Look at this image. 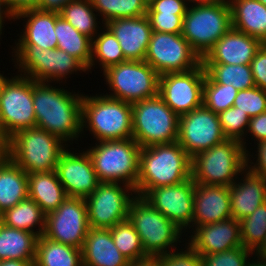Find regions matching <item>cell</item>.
Masks as SVG:
<instances>
[{
    "label": "cell",
    "instance_id": "1",
    "mask_svg": "<svg viewBox=\"0 0 266 266\" xmlns=\"http://www.w3.org/2000/svg\"><path fill=\"white\" fill-rule=\"evenodd\" d=\"M50 82L33 80V105L36 127L59 137L65 143L77 140L82 134V96Z\"/></svg>",
    "mask_w": 266,
    "mask_h": 266
},
{
    "label": "cell",
    "instance_id": "2",
    "mask_svg": "<svg viewBox=\"0 0 266 266\" xmlns=\"http://www.w3.org/2000/svg\"><path fill=\"white\" fill-rule=\"evenodd\" d=\"M191 177V157L178 142L141 147L136 196L150 189L175 185Z\"/></svg>",
    "mask_w": 266,
    "mask_h": 266
},
{
    "label": "cell",
    "instance_id": "3",
    "mask_svg": "<svg viewBox=\"0 0 266 266\" xmlns=\"http://www.w3.org/2000/svg\"><path fill=\"white\" fill-rule=\"evenodd\" d=\"M82 133L88 128L99 141L132 138V104L105 94L82 96Z\"/></svg>",
    "mask_w": 266,
    "mask_h": 266
},
{
    "label": "cell",
    "instance_id": "4",
    "mask_svg": "<svg viewBox=\"0 0 266 266\" xmlns=\"http://www.w3.org/2000/svg\"><path fill=\"white\" fill-rule=\"evenodd\" d=\"M245 169L246 152L235 139H226L191 158V178L199 184L231 186Z\"/></svg>",
    "mask_w": 266,
    "mask_h": 266
},
{
    "label": "cell",
    "instance_id": "5",
    "mask_svg": "<svg viewBox=\"0 0 266 266\" xmlns=\"http://www.w3.org/2000/svg\"><path fill=\"white\" fill-rule=\"evenodd\" d=\"M66 147L68 145L59 137L32 127L10 137L9 158L27 174L56 171L59 157Z\"/></svg>",
    "mask_w": 266,
    "mask_h": 266
},
{
    "label": "cell",
    "instance_id": "6",
    "mask_svg": "<svg viewBox=\"0 0 266 266\" xmlns=\"http://www.w3.org/2000/svg\"><path fill=\"white\" fill-rule=\"evenodd\" d=\"M140 145L133 139L99 141L89 147L100 182L123 183L135 189L139 174Z\"/></svg>",
    "mask_w": 266,
    "mask_h": 266
},
{
    "label": "cell",
    "instance_id": "7",
    "mask_svg": "<svg viewBox=\"0 0 266 266\" xmlns=\"http://www.w3.org/2000/svg\"><path fill=\"white\" fill-rule=\"evenodd\" d=\"M179 116L157 95L132 104V138L140 147L178 141Z\"/></svg>",
    "mask_w": 266,
    "mask_h": 266
},
{
    "label": "cell",
    "instance_id": "8",
    "mask_svg": "<svg viewBox=\"0 0 266 266\" xmlns=\"http://www.w3.org/2000/svg\"><path fill=\"white\" fill-rule=\"evenodd\" d=\"M128 221L138 233L144 251L149 256L171 252L172 248L177 249L178 242L181 243L179 239H182L184 231L142 197L136 196L131 201L128 208Z\"/></svg>",
    "mask_w": 266,
    "mask_h": 266
},
{
    "label": "cell",
    "instance_id": "9",
    "mask_svg": "<svg viewBox=\"0 0 266 266\" xmlns=\"http://www.w3.org/2000/svg\"><path fill=\"white\" fill-rule=\"evenodd\" d=\"M231 27L229 2L190 4L183 19L181 34L202 59Z\"/></svg>",
    "mask_w": 266,
    "mask_h": 266
},
{
    "label": "cell",
    "instance_id": "10",
    "mask_svg": "<svg viewBox=\"0 0 266 266\" xmlns=\"http://www.w3.org/2000/svg\"><path fill=\"white\" fill-rule=\"evenodd\" d=\"M15 47V48H14ZM14 50V66L20 75L40 82H57L67 79L69 74L88 69L75 57L60 49H42L37 45H16ZM23 73V74H22ZM53 81V82H52Z\"/></svg>",
    "mask_w": 266,
    "mask_h": 266
},
{
    "label": "cell",
    "instance_id": "11",
    "mask_svg": "<svg viewBox=\"0 0 266 266\" xmlns=\"http://www.w3.org/2000/svg\"><path fill=\"white\" fill-rule=\"evenodd\" d=\"M111 93L106 96L133 104L158 95L159 74L145 61L126 60L103 71Z\"/></svg>",
    "mask_w": 266,
    "mask_h": 266
},
{
    "label": "cell",
    "instance_id": "12",
    "mask_svg": "<svg viewBox=\"0 0 266 266\" xmlns=\"http://www.w3.org/2000/svg\"><path fill=\"white\" fill-rule=\"evenodd\" d=\"M0 124L9 137L36 127L32 79L19 74L7 79L0 96Z\"/></svg>",
    "mask_w": 266,
    "mask_h": 266
},
{
    "label": "cell",
    "instance_id": "13",
    "mask_svg": "<svg viewBox=\"0 0 266 266\" xmlns=\"http://www.w3.org/2000/svg\"><path fill=\"white\" fill-rule=\"evenodd\" d=\"M135 197V190L129 185L101 182L85 198L89 227L110 229L126 221L129 205Z\"/></svg>",
    "mask_w": 266,
    "mask_h": 266
},
{
    "label": "cell",
    "instance_id": "14",
    "mask_svg": "<svg viewBox=\"0 0 266 266\" xmlns=\"http://www.w3.org/2000/svg\"><path fill=\"white\" fill-rule=\"evenodd\" d=\"M144 61L159 75L193 70L202 63L181 33L155 31L152 32Z\"/></svg>",
    "mask_w": 266,
    "mask_h": 266
},
{
    "label": "cell",
    "instance_id": "15",
    "mask_svg": "<svg viewBox=\"0 0 266 266\" xmlns=\"http://www.w3.org/2000/svg\"><path fill=\"white\" fill-rule=\"evenodd\" d=\"M205 75L202 63L193 70L162 74L158 95L178 116L191 112L203 105Z\"/></svg>",
    "mask_w": 266,
    "mask_h": 266
},
{
    "label": "cell",
    "instance_id": "16",
    "mask_svg": "<svg viewBox=\"0 0 266 266\" xmlns=\"http://www.w3.org/2000/svg\"><path fill=\"white\" fill-rule=\"evenodd\" d=\"M89 228L85 199L67 197L55 211L46 215L44 236L82 249Z\"/></svg>",
    "mask_w": 266,
    "mask_h": 266
},
{
    "label": "cell",
    "instance_id": "17",
    "mask_svg": "<svg viewBox=\"0 0 266 266\" xmlns=\"http://www.w3.org/2000/svg\"><path fill=\"white\" fill-rule=\"evenodd\" d=\"M226 139L218 114L204 105L179 116L177 142L191 158Z\"/></svg>",
    "mask_w": 266,
    "mask_h": 266
},
{
    "label": "cell",
    "instance_id": "18",
    "mask_svg": "<svg viewBox=\"0 0 266 266\" xmlns=\"http://www.w3.org/2000/svg\"><path fill=\"white\" fill-rule=\"evenodd\" d=\"M194 189L195 182L190 177L175 185L150 189L142 198L185 231L193 222Z\"/></svg>",
    "mask_w": 266,
    "mask_h": 266
},
{
    "label": "cell",
    "instance_id": "19",
    "mask_svg": "<svg viewBox=\"0 0 266 266\" xmlns=\"http://www.w3.org/2000/svg\"><path fill=\"white\" fill-rule=\"evenodd\" d=\"M66 148L59 157L56 173L68 197L87 198L101 183L87 150L80 153Z\"/></svg>",
    "mask_w": 266,
    "mask_h": 266
},
{
    "label": "cell",
    "instance_id": "20",
    "mask_svg": "<svg viewBox=\"0 0 266 266\" xmlns=\"http://www.w3.org/2000/svg\"><path fill=\"white\" fill-rule=\"evenodd\" d=\"M189 244L201 256L224 252L242 245L239 221L230 218L224 221L192 228ZM190 240V241H189Z\"/></svg>",
    "mask_w": 266,
    "mask_h": 266
},
{
    "label": "cell",
    "instance_id": "21",
    "mask_svg": "<svg viewBox=\"0 0 266 266\" xmlns=\"http://www.w3.org/2000/svg\"><path fill=\"white\" fill-rule=\"evenodd\" d=\"M263 43L231 27L202 58V64H250Z\"/></svg>",
    "mask_w": 266,
    "mask_h": 266
},
{
    "label": "cell",
    "instance_id": "22",
    "mask_svg": "<svg viewBox=\"0 0 266 266\" xmlns=\"http://www.w3.org/2000/svg\"><path fill=\"white\" fill-rule=\"evenodd\" d=\"M232 218L229 186L195 183L193 222L189 228Z\"/></svg>",
    "mask_w": 266,
    "mask_h": 266
},
{
    "label": "cell",
    "instance_id": "23",
    "mask_svg": "<svg viewBox=\"0 0 266 266\" xmlns=\"http://www.w3.org/2000/svg\"><path fill=\"white\" fill-rule=\"evenodd\" d=\"M104 25L118 40L127 60H145L153 32L147 15L109 20Z\"/></svg>",
    "mask_w": 266,
    "mask_h": 266
},
{
    "label": "cell",
    "instance_id": "24",
    "mask_svg": "<svg viewBox=\"0 0 266 266\" xmlns=\"http://www.w3.org/2000/svg\"><path fill=\"white\" fill-rule=\"evenodd\" d=\"M244 173L243 179H238L229 186L231 216L237 221L252 214L266 202V180L247 169Z\"/></svg>",
    "mask_w": 266,
    "mask_h": 266
},
{
    "label": "cell",
    "instance_id": "25",
    "mask_svg": "<svg viewBox=\"0 0 266 266\" xmlns=\"http://www.w3.org/2000/svg\"><path fill=\"white\" fill-rule=\"evenodd\" d=\"M60 16L58 12L40 11L29 9L15 15V19L25 18L23 32L15 45H37L42 49L57 48L55 35L56 19ZM23 33V34H22Z\"/></svg>",
    "mask_w": 266,
    "mask_h": 266
},
{
    "label": "cell",
    "instance_id": "26",
    "mask_svg": "<svg viewBox=\"0 0 266 266\" xmlns=\"http://www.w3.org/2000/svg\"><path fill=\"white\" fill-rule=\"evenodd\" d=\"M128 262L115 246L110 229H88L82 247L83 266H127Z\"/></svg>",
    "mask_w": 266,
    "mask_h": 266
},
{
    "label": "cell",
    "instance_id": "27",
    "mask_svg": "<svg viewBox=\"0 0 266 266\" xmlns=\"http://www.w3.org/2000/svg\"><path fill=\"white\" fill-rule=\"evenodd\" d=\"M67 197L56 171L28 174V198L34 200L45 215L55 211Z\"/></svg>",
    "mask_w": 266,
    "mask_h": 266
},
{
    "label": "cell",
    "instance_id": "28",
    "mask_svg": "<svg viewBox=\"0 0 266 266\" xmlns=\"http://www.w3.org/2000/svg\"><path fill=\"white\" fill-rule=\"evenodd\" d=\"M232 27L266 44V6L258 0H228Z\"/></svg>",
    "mask_w": 266,
    "mask_h": 266
},
{
    "label": "cell",
    "instance_id": "29",
    "mask_svg": "<svg viewBox=\"0 0 266 266\" xmlns=\"http://www.w3.org/2000/svg\"><path fill=\"white\" fill-rule=\"evenodd\" d=\"M28 198V174L10 158L0 163V214Z\"/></svg>",
    "mask_w": 266,
    "mask_h": 266
},
{
    "label": "cell",
    "instance_id": "30",
    "mask_svg": "<svg viewBox=\"0 0 266 266\" xmlns=\"http://www.w3.org/2000/svg\"><path fill=\"white\" fill-rule=\"evenodd\" d=\"M38 236L26 230L11 228L0 222V260H32Z\"/></svg>",
    "mask_w": 266,
    "mask_h": 266
},
{
    "label": "cell",
    "instance_id": "31",
    "mask_svg": "<svg viewBox=\"0 0 266 266\" xmlns=\"http://www.w3.org/2000/svg\"><path fill=\"white\" fill-rule=\"evenodd\" d=\"M46 215L41 207L32 199L27 198L20 201L14 207L0 214V222L4 225L26 230L36 234L38 237L44 235ZM38 226V231L34 228Z\"/></svg>",
    "mask_w": 266,
    "mask_h": 266
},
{
    "label": "cell",
    "instance_id": "32",
    "mask_svg": "<svg viewBox=\"0 0 266 266\" xmlns=\"http://www.w3.org/2000/svg\"><path fill=\"white\" fill-rule=\"evenodd\" d=\"M34 266H83L82 249L42 235L37 240Z\"/></svg>",
    "mask_w": 266,
    "mask_h": 266
},
{
    "label": "cell",
    "instance_id": "33",
    "mask_svg": "<svg viewBox=\"0 0 266 266\" xmlns=\"http://www.w3.org/2000/svg\"><path fill=\"white\" fill-rule=\"evenodd\" d=\"M54 31L57 49L77 58L88 69L92 54V39L81 34L61 16L56 19Z\"/></svg>",
    "mask_w": 266,
    "mask_h": 266
},
{
    "label": "cell",
    "instance_id": "34",
    "mask_svg": "<svg viewBox=\"0 0 266 266\" xmlns=\"http://www.w3.org/2000/svg\"><path fill=\"white\" fill-rule=\"evenodd\" d=\"M102 27V32H98L92 39V54L88 71L95 65V62L99 63L100 68L105 71L108 67L127 60L113 33L105 25Z\"/></svg>",
    "mask_w": 266,
    "mask_h": 266
},
{
    "label": "cell",
    "instance_id": "35",
    "mask_svg": "<svg viewBox=\"0 0 266 266\" xmlns=\"http://www.w3.org/2000/svg\"><path fill=\"white\" fill-rule=\"evenodd\" d=\"M59 14L81 34H84L91 39L98 34V14H96L91 0L71 1L59 12Z\"/></svg>",
    "mask_w": 266,
    "mask_h": 266
},
{
    "label": "cell",
    "instance_id": "36",
    "mask_svg": "<svg viewBox=\"0 0 266 266\" xmlns=\"http://www.w3.org/2000/svg\"><path fill=\"white\" fill-rule=\"evenodd\" d=\"M206 73L218 84L232 85L238 91L255 87L250 64H203Z\"/></svg>",
    "mask_w": 266,
    "mask_h": 266
},
{
    "label": "cell",
    "instance_id": "37",
    "mask_svg": "<svg viewBox=\"0 0 266 266\" xmlns=\"http://www.w3.org/2000/svg\"><path fill=\"white\" fill-rule=\"evenodd\" d=\"M102 24L119 18H137L146 15L147 4L144 0H91Z\"/></svg>",
    "mask_w": 266,
    "mask_h": 266
},
{
    "label": "cell",
    "instance_id": "38",
    "mask_svg": "<svg viewBox=\"0 0 266 266\" xmlns=\"http://www.w3.org/2000/svg\"><path fill=\"white\" fill-rule=\"evenodd\" d=\"M110 231L115 246L129 261L149 256L144 251L141 239L128 219L116 224L110 228Z\"/></svg>",
    "mask_w": 266,
    "mask_h": 266
},
{
    "label": "cell",
    "instance_id": "39",
    "mask_svg": "<svg viewBox=\"0 0 266 266\" xmlns=\"http://www.w3.org/2000/svg\"><path fill=\"white\" fill-rule=\"evenodd\" d=\"M239 223L242 245L255 252L266 238V202Z\"/></svg>",
    "mask_w": 266,
    "mask_h": 266
},
{
    "label": "cell",
    "instance_id": "40",
    "mask_svg": "<svg viewBox=\"0 0 266 266\" xmlns=\"http://www.w3.org/2000/svg\"><path fill=\"white\" fill-rule=\"evenodd\" d=\"M238 90L232 85L216 83L207 73L203 85V105L219 114L233 106Z\"/></svg>",
    "mask_w": 266,
    "mask_h": 266
},
{
    "label": "cell",
    "instance_id": "41",
    "mask_svg": "<svg viewBox=\"0 0 266 266\" xmlns=\"http://www.w3.org/2000/svg\"><path fill=\"white\" fill-rule=\"evenodd\" d=\"M222 131L227 139H235L242 143L245 152L247 151L246 141L249 126V116L234 106L218 114Z\"/></svg>",
    "mask_w": 266,
    "mask_h": 266
},
{
    "label": "cell",
    "instance_id": "42",
    "mask_svg": "<svg viewBox=\"0 0 266 266\" xmlns=\"http://www.w3.org/2000/svg\"><path fill=\"white\" fill-rule=\"evenodd\" d=\"M233 106L247 113L249 118L266 112V91L257 86L240 90L234 100Z\"/></svg>",
    "mask_w": 266,
    "mask_h": 266
},
{
    "label": "cell",
    "instance_id": "43",
    "mask_svg": "<svg viewBox=\"0 0 266 266\" xmlns=\"http://www.w3.org/2000/svg\"><path fill=\"white\" fill-rule=\"evenodd\" d=\"M250 255H254V252L239 246L224 252L201 256L202 266H248Z\"/></svg>",
    "mask_w": 266,
    "mask_h": 266
},
{
    "label": "cell",
    "instance_id": "44",
    "mask_svg": "<svg viewBox=\"0 0 266 266\" xmlns=\"http://www.w3.org/2000/svg\"><path fill=\"white\" fill-rule=\"evenodd\" d=\"M184 249H172L171 252L159 255L158 266H202V257L198 252L189 244Z\"/></svg>",
    "mask_w": 266,
    "mask_h": 266
},
{
    "label": "cell",
    "instance_id": "45",
    "mask_svg": "<svg viewBox=\"0 0 266 266\" xmlns=\"http://www.w3.org/2000/svg\"><path fill=\"white\" fill-rule=\"evenodd\" d=\"M146 15L153 31L173 34L182 33L185 15L162 12H147Z\"/></svg>",
    "mask_w": 266,
    "mask_h": 266
},
{
    "label": "cell",
    "instance_id": "46",
    "mask_svg": "<svg viewBox=\"0 0 266 266\" xmlns=\"http://www.w3.org/2000/svg\"><path fill=\"white\" fill-rule=\"evenodd\" d=\"M255 86L266 91V44L256 52L250 63Z\"/></svg>",
    "mask_w": 266,
    "mask_h": 266
},
{
    "label": "cell",
    "instance_id": "47",
    "mask_svg": "<svg viewBox=\"0 0 266 266\" xmlns=\"http://www.w3.org/2000/svg\"><path fill=\"white\" fill-rule=\"evenodd\" d=\"M188 4L185 0H154L147 5V12L174 13L185 15Z\"/></svg>",
    "mask_w": 266,
    "mask_h": 266
},
{
    "label": "cell",
    "instance_id": "48",
    "mask_svg": "<svg viewBox=\"0 0 266 266\" xmlns=\"http://www.w3.org/2000/svg\"><path fill=\"white\" fill-rule=\"evenodd\" d=\"M257 143V144H256ZM257 151L254 158H257L255 163L250 159V152L246 151V169L250 172L262 176L266 180V140L255 142ZM257 156V157H256ZM251 160V161H250Z\"/></svg>",
    "mask_w": 266,
    "mask_h": 266
},
{
    "label": "cell",
    "instance_id": "49",
    "mask_svg": "<svg viewBox=\"0 0 266 266\" xmlns=\"http://www.w3.org/2000/svg\"><path fill=\"white\" fill-rule=\"evenodd\" d=\"M256 139L257 142L266 140V112H263L255 117L249 119V126L247 133Z\"/></svg>",
    "mask_w": 266,
    "mask_h": 266
},
{
    "label": "cell",
    "instance_id": "50",
    "mask_svg": "<svg viewBox=\"0 0 266 266\" xmlns=\"http://www.w3.org/2000/svg\"><path fill=\"white\" fill-rule=\"evenodd\" d=\"M7 8L14 14L29 10L37 9L40 0H5Z\"/></svg>",
    "mask_w": 266,
    "mask_h": 266
},
{
    "label": "cell",
    "instance_id": "51",
    "mask_svg": "<svg viewBox=\"0 0 266 266\" xmlns=\"http://www.w3.org/2000/svg\"><path fill=\"white\" fill-rule=\"evenodd\" d=\"M71 1L74 0H40L37 9L59 13Z\"/></svg>",
    "mask_w": 266,
    "mask_h": 266
},
{
    "label": "cell",
    "instance_id": "52",
    "mask_svg": "<svg viewBox=\"0 0 266 266\" xmlns=\"http://www.w3.org/2000/svg\"><path fill=\"white\" fill-rule=\"evenodd\" d=\"M10 156V137L6 134L0 124V163L9 159Z\"/></svg>",
    "mask_w": 266,
    "mask_h": 266
},
{
    "label": "cell",
    "instance_id": "53",
    "mask_svg": "<svg viewBox=\"0 0 266 266\" xmlns=\"http://www.w3.org/2000/svg\"><path fill=\"white\" fill-rule=\"evenodd\" d=\"M4 18L9 19L10 21L13 19L15 21V15L7 8L6 1L0 0V37L2 34V25H4L5 21Z\"/></svg>",
    "mask_w": 266,
    "mask_h": 266
},
{
    "label": "cell",
    "instance_id": "54",
    "mask_svg": "<svg viewBox=\"0 0 266 266\" xmlns=\"http://www.w3.org/2000/svg\"><path fill=\"white\" fill-rule=\"evenodd\" d=\"M127 266H158V256H147L138 260H131Z\"/></svg>",
    "mask_w": 266,
    "mask_h": 266
},
{
    "label": "cell",
    "instance_id": "55",
    "mask_svg": "<svg viewBox=\"0 0 266 266\" xmlns=\"http://www.w3.org/2000/svg\"><path fill=\"white\" fill-rule=\"evenodd\" d=\"M0 266H34L32 260L6 259L0 260Z\"/></svg>",
    "mask_w": 266,
    "mask_h": 266
},
{
    "label": "cell",
    "instance_id": "56",
    "mask_svg": "<svg viewBox=\"0 0 266 266\" xmlns=\"http://www.w3.org/2000/svg\"><path fill=\"white\" fill-rule=\"evenodd\" d=\"M189 6V3H193V5H205V4H216L221 2H229L228 0H185ZM189 2V3H188Z\"/></svg>",
    "mask_w": 266,
    "mask_h": 266
},
{
    "label": "cell",
    "instance_id": "57",
    "mask_svg": "<svg viewBox=\"0 0 266 266\" xmlns=\"http://www.w3.org/2000/svg\"><path fill=\"white\" fill-rule=\"evenodd\" d=\"M254 253V259L258 257L259 259L266 260V238Z\"/></svg>",
    "mask_w": 266,
    "mask_h": 266
},
{
    "label": "cell",
    "instance_id": "58",
    "mask_svg": "<svg viewBox=\"0 0 266 266\" xmlns=\"http://www.w3.org/2000/svg\"><path fill=\"white\" fill-rule=\"evenodd\" d=\"M248 266H266V260H262L257 257V259L249 261Z\"/></svg>",
    "mask_w": 266,
    "mask_h": 266
},
{
    "label": "cell",
    "instance_id": "59",
    "mask_svg": "<svg viewBox=\"0 0 266 266\" xmlns=\"http://www.w3.org/2000/svg\"><path fill=\"white\" fill-rule=\"evenodd\" d=\"M7 77L3 76V74L0 73V96H1V92H2V88L5 84V82L7 81Z\"/></svg>",
    "mask_w": 266,
    "mask_h": 266
},
{
    "label": "cell",
    "instance_id": "60",
    "mask_svg": "<svg viewBox=\"0 0 266 266\" xmlns=\"http://www.w3.org/2000/svg\"><path fill=\"white\" fill-rule=\"evenodd\" d=\"M145 1V3L148 5V4H150L152 1H154V0H144Z\"/></svg>",
    "mask_w": 266,
    "mask_h": 266
},
{
    "label": "cell",
    "instance_id": "61",
    "mask_svg": "<svg viewBox=\"0 0 266 266\" xmlns=\"http://www.w3.org/2000/svg\"><path fill=\"white\" fill-rule=\"evenodd\" d=\"M258 1H260L262 4L266 6V0H258Z\"/></svg>",
    "mask_w": 266,
    "mask_h": 266
}]
</instances>
